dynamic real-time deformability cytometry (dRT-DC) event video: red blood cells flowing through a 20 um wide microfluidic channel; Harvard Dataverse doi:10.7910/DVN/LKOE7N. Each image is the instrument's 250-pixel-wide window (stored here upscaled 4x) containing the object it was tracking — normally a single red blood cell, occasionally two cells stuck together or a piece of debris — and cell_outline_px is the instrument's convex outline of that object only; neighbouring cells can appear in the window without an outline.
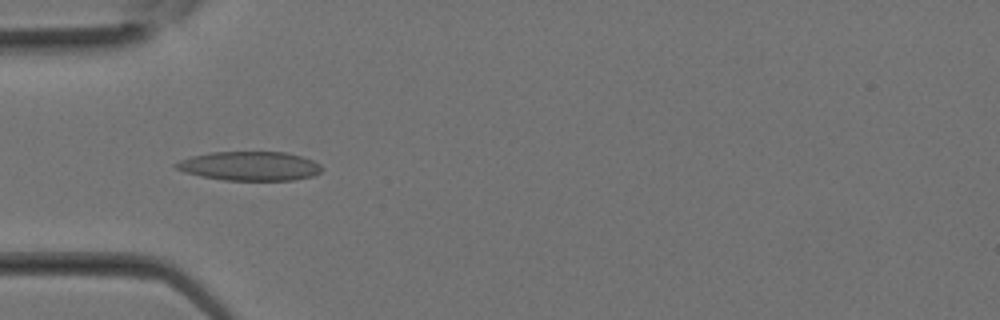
{"species": "Egyptian fruit bat (a non-hibernating species)", "species_latin": "Rousettus aegyptiacus", "temperature_condition": "room temperature", "stored_images_in_passage": 29, "camera_frame_rate_fps": 3000, "um_per_image_px": 0.085, "animal": {"sex": "female"}, "frame": {"image": 1, "passage_image": 9, "time_ms": 2.667, "image_size_px": [1000, 320], "cell_outline_px": [[324, 168], [320, 172], [312, 176], [292, 180], [224, 180], [200, 176], [184, 172], [176, 168], [172, 164], [180, 160], [192, 156], [212, 152], [284, 152], [300, 156], [312, 160], [320, 164]], "centroid_in_image_um": [21.21, 14.11], "position_along_channel_um": 63.8, "area_um2": 24.68}}
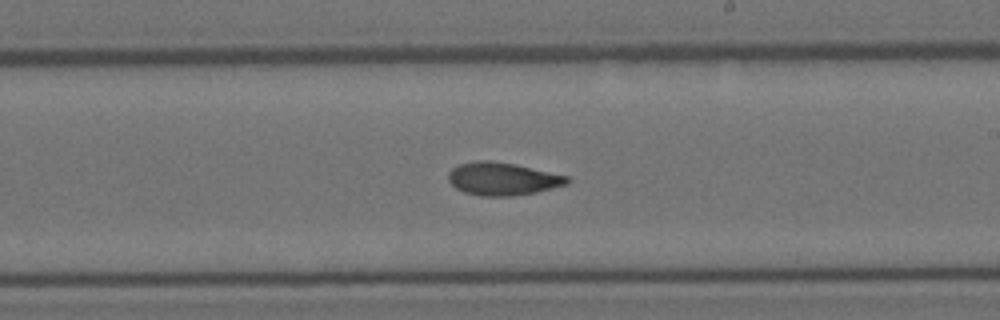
{"frame": {"image": 2, "passage_image": 17, "time_ms": 5.333, "image_size_px": [1000, 320], "cell_outline_px": [[572, 180], [568, 184], [536, 192], [512, 196], [480, 196], [464, 192], [456, 188], [448, 180], [448, 172], [452, 168], [460, 164], [476, 160], [488, 160], [512, 164], [568, 176]], "centroid_in_image_um": [42.7, 15.21], "position_along_channel_um": 246.3, "area_um2": 22.6}}
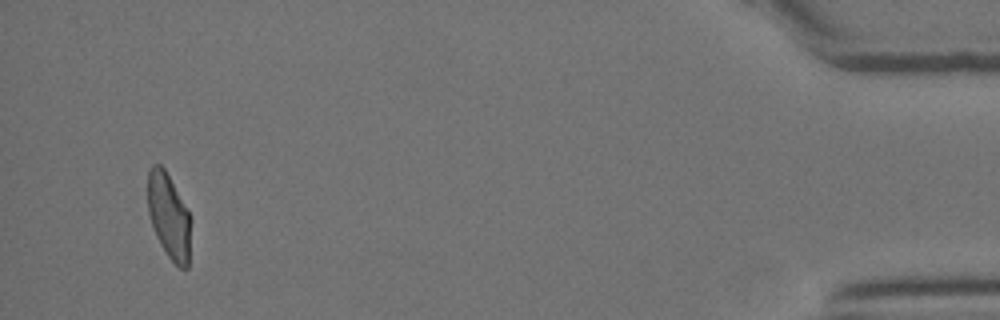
{"frame": {"image": 3, "passage_image": 28, "time_ms": 9.0, "image_size_px": [1000, 320], "cell_outline_px": [[192, 220], [188, 268], [180, 268], [168, 256], [160, 244], [156, 236], [148, 212], [148, 168], [152, 164], [160, 164], [164, 168], [188, 212]], "centroid_in_image_um": [14.36, 18.39], "position_along_channel_um": 420.8, "area_um2": 21.33}}